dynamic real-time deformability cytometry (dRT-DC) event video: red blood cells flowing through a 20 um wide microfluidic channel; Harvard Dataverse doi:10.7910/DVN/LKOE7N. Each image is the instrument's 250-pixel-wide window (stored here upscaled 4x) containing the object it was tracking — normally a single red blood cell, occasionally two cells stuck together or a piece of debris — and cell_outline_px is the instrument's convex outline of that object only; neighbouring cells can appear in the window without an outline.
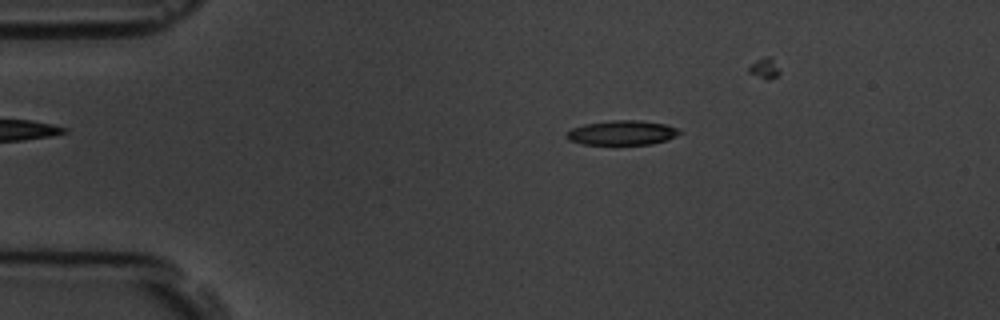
{"species": "common noctule bat (a hibernating species)", "species_latin": "Nyctalus noctula", "temperature_condition": "room temperature", "stored_images_in_passage": 8, "camera_frame_rate_fps": 3000, "um_per_image_px": 0.085, "animal": {"sex": "male", "body_mass_g": 19.5, "forearm_length_mm": 54.6}, "frame": {"image": 1, "passage_image": 3, "time_ms": 2.333, "image_size_px": [1000, 320], "cell_outline_px": [[684, 132], [676, 136], [652, 144], [584, 144], [568, 140], [564, 132], [572, 128], [584, 124], [612, 120], [640, 120], [664, 124], [676, 128]], "centroid_in_image_um": [52.85, 11.28], "position_along_channel_um": 32.2, "area_um2": 16.13}}
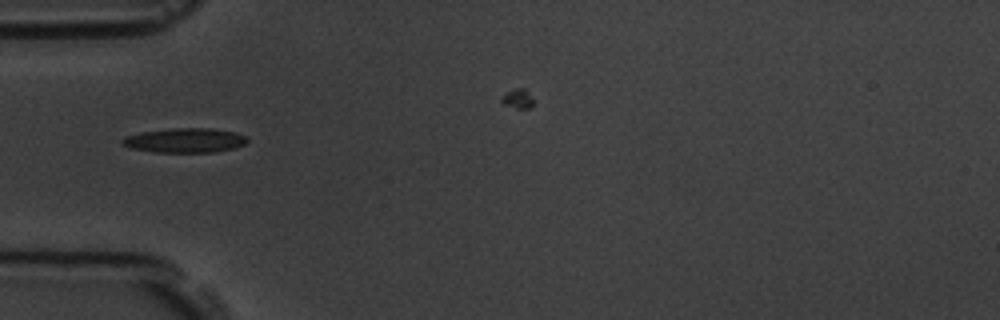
{"frame": {"image": 2, "passage_image": 5, "time_ms": 4.667, "image_size_px": [1000, 320], "cell_outline_px": [[248, 140], [244, 144], [236, 148], [212, 152], [156, 152], [132, 148], [120, 144], [120, 140], [124, 136], [140, 132], [172, 128], [208, 128], [236, 132], [244, 136]], "centroid_in_image_um": [15.68, 11.93], "position_along_channel_um": 69.3, "area_um2": 17.86}}